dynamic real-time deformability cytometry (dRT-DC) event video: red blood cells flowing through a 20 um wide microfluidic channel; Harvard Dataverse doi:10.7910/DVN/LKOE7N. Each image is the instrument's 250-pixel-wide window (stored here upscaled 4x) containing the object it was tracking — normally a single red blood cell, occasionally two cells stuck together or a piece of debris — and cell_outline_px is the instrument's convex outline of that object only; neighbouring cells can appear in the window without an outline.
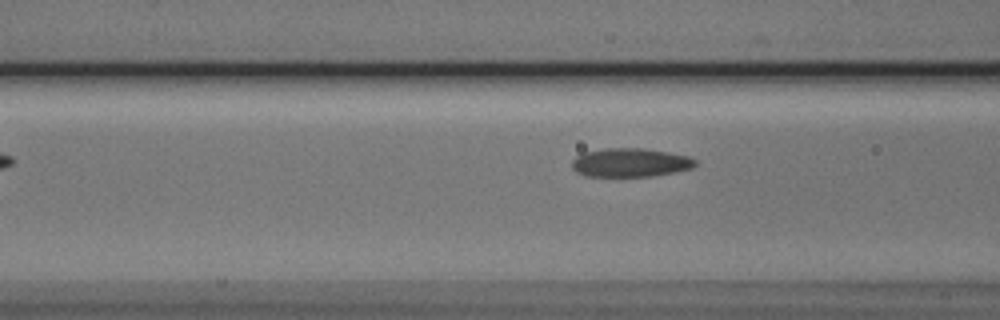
{"species": "Egyptian fruit bat (a non-hibernating species)", "species_latin": "Rousettus aegyptiacus", "temperature_condition": "cold", "stored_images_in_passage": 6, "segment_of_instrument_passage": [2, 2], "camera_frame_rate_fps": 3000, "um_per_image_px": 0.085, "animal": {"sex": "male"}, "frame": {"image": 1, "passage_image": 6, "time_ms": 6.667, "image_size_px": [1000, 320], "cell_outline_px": [[696, 164], [692, 168], [652, 176], [588, 176], [576, 172], [572, 168], [572, 160], [576, 156], [584, 152], [608, 148], [644, 148], [668, 152], [688, 156], [696, 160]], "centroid_in_image_um": [53.56, 13.81], "position_along_channel_um": 113.0, "area_um2": 20.52}}